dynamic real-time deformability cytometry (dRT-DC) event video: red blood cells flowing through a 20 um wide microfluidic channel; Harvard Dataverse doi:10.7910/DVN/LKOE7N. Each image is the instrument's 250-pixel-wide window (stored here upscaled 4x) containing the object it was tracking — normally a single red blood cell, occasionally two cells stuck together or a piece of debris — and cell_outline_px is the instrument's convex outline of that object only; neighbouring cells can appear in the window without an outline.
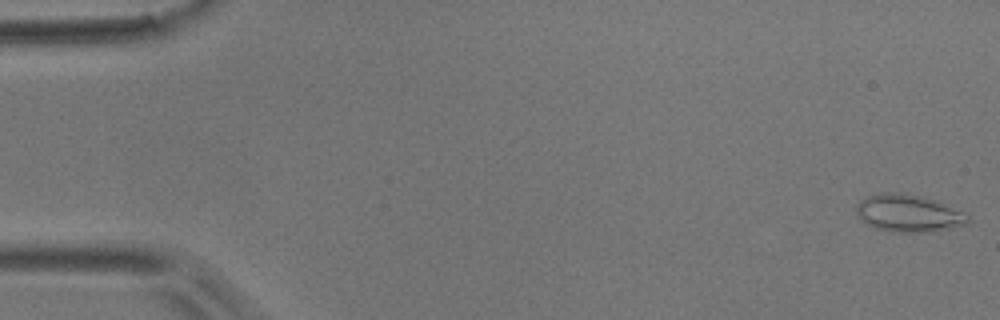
{"species": "common noctule bat (a hibernating species)", "species_latin": "Nyctalus noctula", "temperature_condition": "room temperature", "stored_images_in_passage": 54, "camera_frame_rate_fps": 3000, "um_per_image_px": 0.085, "animal": {"sex": "male", "body_mass_g": 17.9}, "frame": {"image": 1, "passage_image": 1, "time_ms": 0.0, "image_size_px": [1000, 320], "cell_outline_px": [[968, 220], [964, 224], [948, 228], [928, 232], [892, 232], [876, 228], [860, 220], [856, 212], [856, 204], [860, 200], [868, 196], [888, 192], [896, 192], [924, 196], [940, 200], [964, 212], [968, 216]], "centroid_in_image_um": [77.21, 18.11], "position_along_channel_um": 7.8, "area_um2": 24.39}}
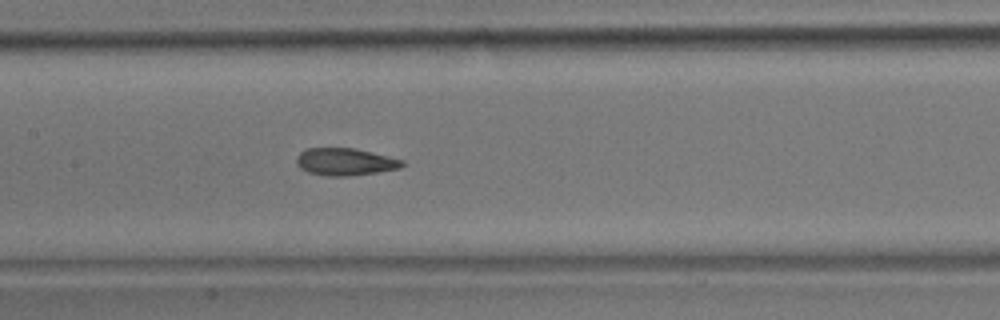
{"frame": {"image": 2, "passage_image": 26, "time_ms": 8.333, "image_size_px": [1000, 320], "cell_outline_px": [[408, 164], [400, 168], [376, 172], [348, 176], [328, 176], [308, 172], [300, 168], [296, 164], [296, 156], [300, 152], [308, 148], [356, 148], [404, 160]], "centroid_in_image_um": [29.35, 13.75], "position_along_channel_um": 178.0, "area_um2": 16.94}}
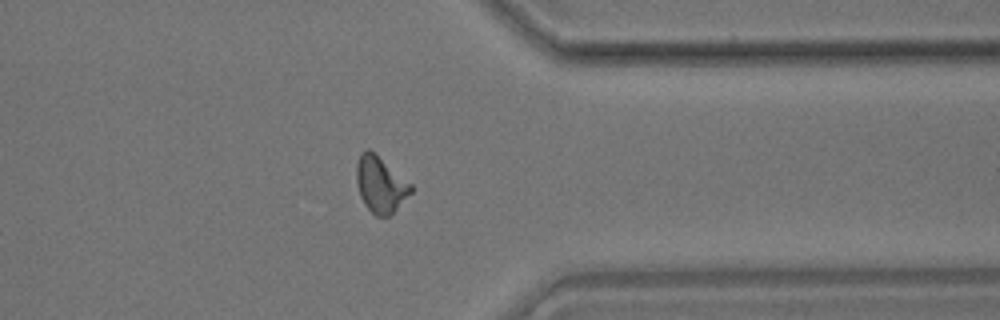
{"frame": {"image": 3, "passage_image": 43, "time_ms": 14.0, "image_size_px": [1000, 320], "cell_outline_px": [[412, 192], [388, 216], [376, 216], [364, 204], [360, 196], [356, 180], [356, 164], [360, 152], [364, 148], [368, 148], [412, 184]], "centroid_in_image_um": [32.31, 15.66], "position_along_channel_um": 379.1, "area_um2": 17.57}, "authors_computed_cell_mechanics": {"area_um2": 17.4845, "velocity_mm_per_s": 3.6805, "shape_relaxation_time_tau1_ms": 5.8511, "shape_relaxation_time_tau2_ms": 1.9381, "deformation_change_tau1": 0.1615, "deformation_change_tau2": 0.0918}}